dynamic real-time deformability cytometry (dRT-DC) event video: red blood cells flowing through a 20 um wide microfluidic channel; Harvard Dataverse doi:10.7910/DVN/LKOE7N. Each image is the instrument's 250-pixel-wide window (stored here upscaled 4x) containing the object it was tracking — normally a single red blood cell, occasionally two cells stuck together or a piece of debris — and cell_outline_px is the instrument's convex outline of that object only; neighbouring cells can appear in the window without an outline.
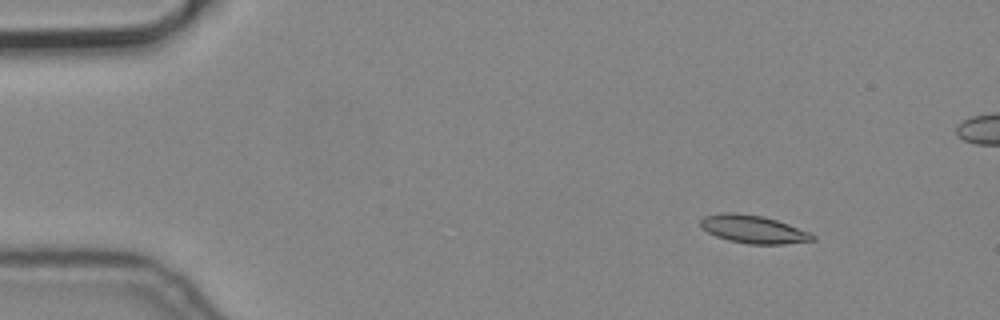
{"species": "common noctule bat (a hibernating species)", "species_latin": "Nyctalus noctula", "temperature_condition": "cold", "stored_images_in_passage": 8, "camera_frame_rate_fps": 3000, "um_per_image_px": 0.085, "animal": {"sex": "male", "body_mass_g": 19.2, "forearm_length_mm": 51.8}, "frame": {"image": 1, "passage_image": 2, "time_ms": 0.333, "image_size_px": [1000, 320], "cell_outline_px": [[816, 240], [784, 244], [748, 244], [728, 240], [716, 236], [700, 228], [700, 220], [704, 216], [724, 212], [736, 212], [764, 216], [788, 224], [808, 232], [816, 236]], "centroid_in_image_um": [64.0, 19.48], "position_along_channel_um": 21.0, "area_um2": 18.32}}
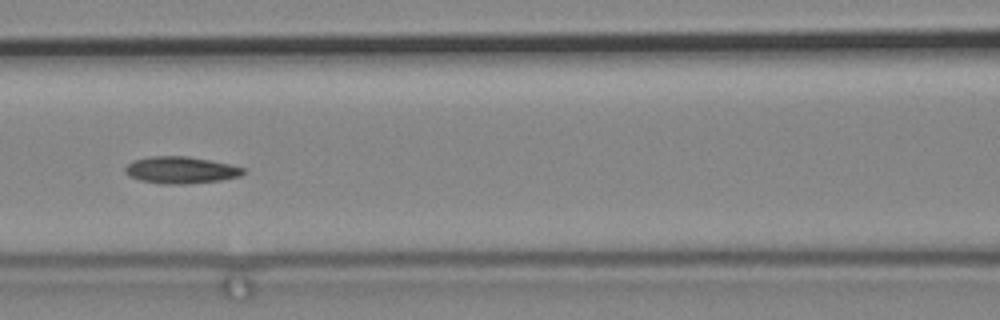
{"frame": {"image": 2, "passage_image": 7, "time_ms": 2.0, "image_size_px": [1000, 320], "cell_outline_px": [[244, 172], [240, 176], [220, 180], [188, 184], [164, 184], [140, 180], [128, 176], [124, 172], [124, 168], [132, 160], [148, 156], [188, 156], [228, 164], [244, 168]], "centroid_in_image_um": [15.3, 14.45], "position_along_channel_um": 151.3, "area_um2": 18.5}}
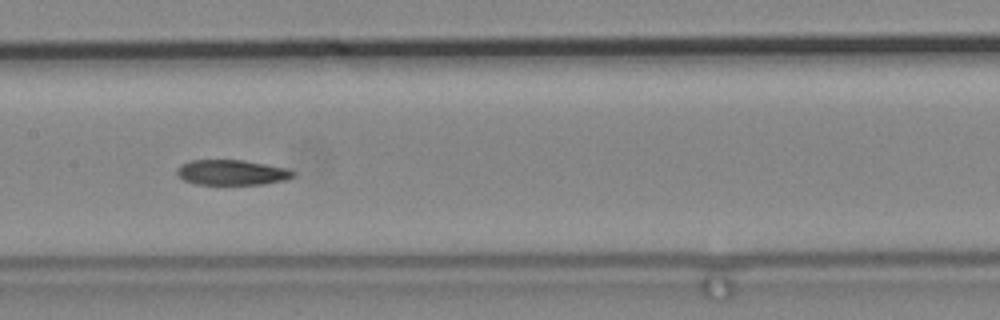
{"frame": {"image": 3, "passage_image": 8, "time_ms": 2.333, "image_size_px": [1000, 320], "cell_outline_px": [[296, 172], [292, 176], [284, 180], [264, 184], [196, 184], [184, 180], [176, 172], [180, 164], [192, 160], [244, 160], [288, 168]], "centroid_in_image_um": [19.71, 14.65], "position_along_channel_um": 187.7, "area_um2": 16.99}}